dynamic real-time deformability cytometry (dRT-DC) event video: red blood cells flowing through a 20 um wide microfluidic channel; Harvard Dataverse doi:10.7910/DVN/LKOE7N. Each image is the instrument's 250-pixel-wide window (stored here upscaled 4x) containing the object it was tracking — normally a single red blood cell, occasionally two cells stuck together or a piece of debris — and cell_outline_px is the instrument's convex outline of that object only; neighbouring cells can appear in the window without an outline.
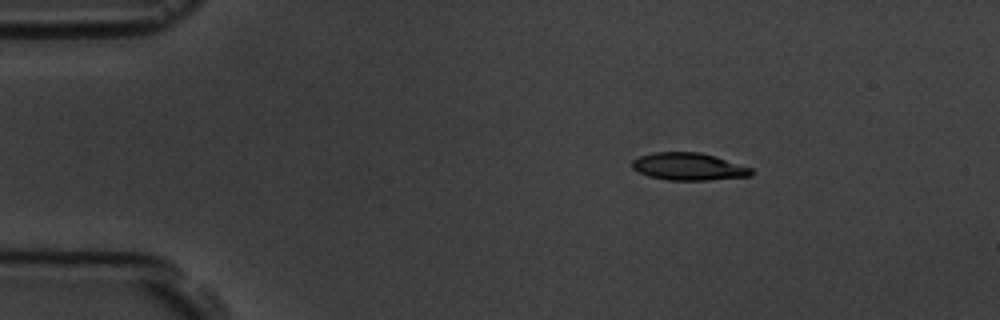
{"species": "common noctule bat (a hibernating species)", "species_latin": "Nyctalus noctula", "temperature_condition": "room temperature", "stored_images_in_passage": 4, "camera_frame_rate_fps": 3000, "um_per_image_px": 0.085, "animal": {"sex": "male", "body_mass_g": 19.5, "forearm_length_mm": 54.6}, "frame": {"image": 1, "passage_image": 2, "time_ms": 1.333, "image_size_px": [1000, 320], "cell_outline_px": [[752, 176], [708, 180], [668, 180], [648, 176], [632, 168], [632, 160], [640, 156], [652, 152], [700, 152], [752, 168]], "centroid_in_image_um": [58.51, 14.16], "position_along_channel_um": 26.5, "area_um2": 18.9}}
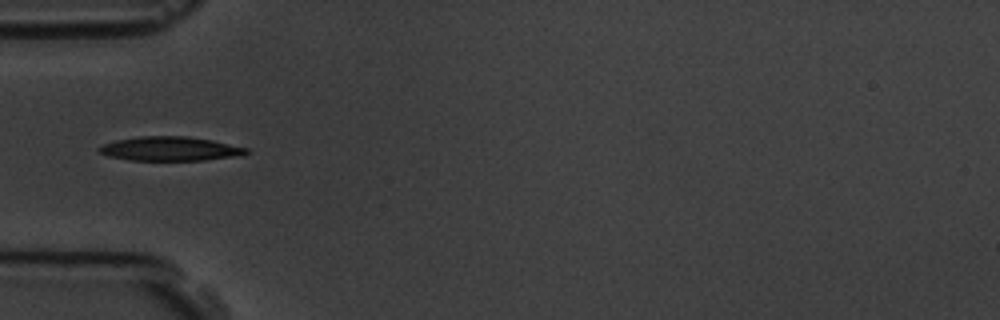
{"frame": {"image": 2, "passage_image": 4, "time_ms": 4.333, "image_size_px": [1000, 320], "cell_outline_px": [[248, 152], [240, 156], [204, 160], [128, 160], [108, 156], [100, 152], [96, 148], [104, 144], [116, 140], [140, 136], [188, 136], [212, 140], [248, 148]], "centroid_in_image_um": [14.46, 12.64], "position_along_channel_um": 70.5, "area_um2": 20.69}}